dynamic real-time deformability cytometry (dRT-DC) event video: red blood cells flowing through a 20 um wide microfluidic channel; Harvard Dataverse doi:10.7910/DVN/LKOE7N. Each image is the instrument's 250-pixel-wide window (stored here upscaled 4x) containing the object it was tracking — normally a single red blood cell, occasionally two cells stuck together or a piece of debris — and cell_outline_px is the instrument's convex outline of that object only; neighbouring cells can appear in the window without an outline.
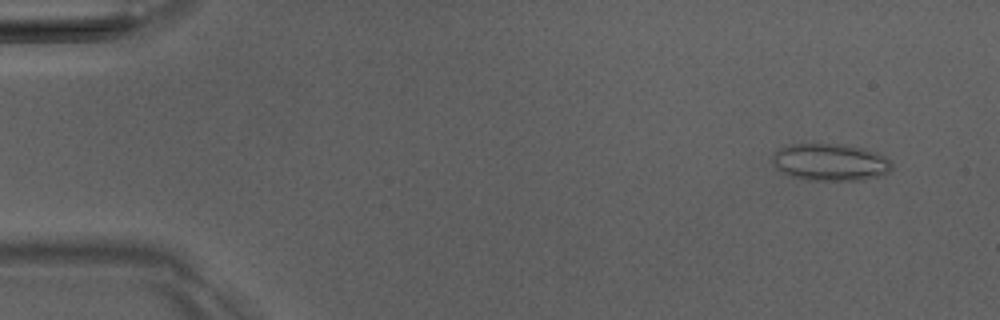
{"species": "Egyptian fruit bat (a non-hibernating species)", "species_latin": "Rousettus aegyptiacus", "temperature_condition": "room temperature", "stored_images_in_passage": 4, "camera_frame_rate_fps": 3000, "um_per_image_px": 0.085, "animal": {"sex": "male"}, "frame": {"image": 1, "passage_image": 1, "time_ms": 0.0, "image_size_px": [1000, 320], "cell_outline_px": [[892, 168], [888, 172], [880, 176], [864, 180], [808, 180], [792, 176], [780, 172], [776, 168], [772, 160], [772, 152], [780, 148], [792, 144], [844, 144], [864, 148], [884, 156], [892, 164]], "centroid_in_image_um": [70.55, 13.79], "position_along_channel_um": 14.5, "area_um2": 25.95}}